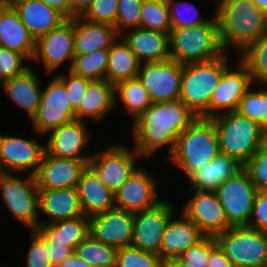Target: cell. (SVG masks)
<instances>
[{"label": "cell", "instance_id": "6da1fadb", "mask_svg": "<svg viewBox=\"0 0 267 267\" xmlns=\"http://www.w3.org/2000/svg\"><path fill=\"white\" fill-rule=\"evenodd\" d=\"M197 118L180 99L153 103L132 122L133 147L145 160L164 147L168 150L167 158L177 137Z\"/></svg>", "mask_w": 267, "mask_h": 267}, {"label": "cell", "instance_id": "7a4b0ae2", "mask_svg": "<svg viewBox=\"0 0 267 267\" xmlns=\"http://www.w3.org/2000/svg\"><path fill=\"white\" fill-rule=\"evenodd\" d=\"M214 17L224 52L240 54L267 33V15L252 0H215ZM233 48V49H232Z\"/></svg>", "mask_w": 267, "mask_h": 267}, {"label": "cell", "instance_id": "3957f363", "mask_svg": "<svg viewBox=\"0 0 267 267\" xmlns=\"http://www.w3.org/2000/svg\"><path fill=\"white\" fill-rule=\"evenodd\" d=\"M219 153V139L213 120L198 117L177 137L175 147L164 163L180 169L187 180Z\"/></svg>", "mask_w": 267, "mask_h": 267}, {"label": "cell", "instance_id": "277c9868", "mask_svg": "<svg viewBox=\"0 0 267 267\" xmlns=\"http://www.w3.org/2000/svg\"><path fill=\"white\" fill-rule=\"evenodd\" d=\"M230 56L224 52L210 61L184 64L179 99L197 117L210 118L211 95L232 65Z\"/></svg>", "mask_w": 267, "mask_h": 267}, {"label": "cell", "instance_id": "5b68a950", "mask_svg": "<svg viewBox=\"0 0 267 267\" xmlns=\"http://www.w3.org/2000/svg\"><path fill=\"white\" fill-rule=\"evenodd\" d=\"M219 139L220 153L244 165L263 145V128L235 112L212 118Z\"/></svg>", "mask_w": 267, "mask_h": 267}, {"label": "cell", "instance_id": "8992f818", "mask_svg": "<svg viewBox=\"0 0 267 267\" xmlns=\"http://www.w3.org/2000/svg\"><path fill=\"white\" fill-rule=\"evenodd\" d=\"M170 59L181 64L205 62L221 56L216 18L204 25L171 29L169 33Z\"/></svg>", "mask_w": 267, "mask_h": 267}, {"label": "cell", "instance_id": "52a82bcc", "mask_svg": "<svg viewBox=\"0 0 267 267\" xmlns=\"http://www.w3.org/2000/svg\"><path fill=\"white\" fill-rule=\"evenodd\" d=\"M0 200L24 228H38L39 189L33 175L0 172Z\"/></svg>", "mask_w": 267, "mask_h": 267}, {"label": "cell", "instance_id": "ba28073f", "mask_svg": "<svg viewBox=\"0 0 267 267\" xmlns=\"http://www.w3.org/2000/svg\"><path fill=\"white\" fill-rule=\"evenodd\" d=\"M215 240L235 267H267V234L247 226L230 227Z\"/></svg>", "mask_w": 267, "mask_h": 267}, {"label": "cell", "instance_id": "9c48e42d", "mask_svg": "<svg viewBox=\"0 0 267 267\" xmlns=\"http://www.w3.org/2000/svg\"><path fill=\"white\" fill-rule=\"evenodd\" d=\"M138 159L143 160V157L134 147H128V144L115 143L104 147V149L98 148L89 159V166L106 187L115 193L128 177L140 167Z\"/></svg>", "mask_w": 267, "mask_h": 267}, {"label": "cell", "instance_id": "30bf717a", "mask_svg": "<svg viewBox=\"0 0 267 267\" xmlns=\"http://www.w3.org/2000/svg\"><path fill=\"white\" fill-rule=\"evenodd\" d=\"M258 190L242 167L216 190L231 227L248 226Z\"/></svg>", "mask_w": 267, "mask_h": 267}, {"label": "cell", "instance_id": "8fae6325", "mask_svg": "<svg viewBox=\"0 0 267 267\" xmlns=\"http://www.w3.org/2000/svg\"><path fill=\"white\" fill-rule=\"evenodd\" d=\"M43 87L40 105L30 121L34 135L45 136L51 130L76 120L65 84L56 76Z\"/></svg>", "mask_w": 267, "mask_h": 267}, {"label": "cell", "instance_id": "7c38bea8", "mask_svg": "<svg viewBox=\"0 0 267 267\" xmlns=\"http://www.w3.org/2000/svg\"><path fill=\"white\" fill-rule=\"evenodd\" d=\"M74 56V18H72L36 40L32 61L43 65L45 75H55L56 72H60L59 68L67 63L69 66L65 71H70Z\"/></svg>", "mask_w": 267, "mask_h": 267}, {"label": "cell", "instance_id": "4fadbf2b", "mask_svg": "<svg viewBox=\"0 0 267 267\" xmlns=\"http://www.w3.org/2000/svg\"><path fill=\"white\" fill-rule=\"evenodd\" d=\"M27 138L0 132V172L35 175L45 152L43 135ZM40 137V138H39Z\"/></svg>", "mask_w": 267, "mask_h": 267}, {"label": "cell", "instance_id": "5bb4252c", "mask_svg": "<svg viewBox=\"0 0 267 267\" xmlns=\"http://www.w3.org/2000/svg\"><path fill=\"white\" fill-rule=\"evenodd\" d=\"M171 202L168 199H162L155 206L134 213L131 246L160 256L166 226L176 214V205Z\"/></svg>", "mask_w": 267, "mask_h": 267}, {"label": "cell", "instance_id": "9a60e30c", "mask_svg": "<svg viewBox=\"0 0 267 267\" xmlns=\"http://www.w3.org/2000/svg\"><path fill=\"white\" fill-rule=\"evenodd\" d=\"M184 64L171 59L141 63L138 79L153 103L178 100Z\"/></svg>", "mask_w": 267, "mask_h": 267}, {"label": "cell", "instance_id": "2e32d148", "mask_svg": "<svg viewBox=\"0 0 267 267\" xmlns=\"http://www.w3.org/2000/svg\"><path fill=\"white\" fill-rule=\"evenodd\" d=\"M140 166L114 193L115 207L137 213L155 206L163 198L156 175ZM157 182V183H156Z\"/></svg>", "mask_w": 267, "mask_h": 267}, {"label": "cell", "instance_id": "e0dca14e", "mask_svg": "<svg viewBox=\"0 0 267 267\" xmlns=\"http://www.w3.org/2000/svg\"><path fill=\"white\" fill-rule=\"evenodd\" d=\"M87 127V122L74 120L51 130L44 136L45 152L58 158L89 160L92 155L85 151L93 134Z\"/></svg>", "mask_w": 267, "mask_h": 267}, {"label": "cell", "instance_id": "ac0fdd59", "mask_svg": "<svg viewBox=\"0 0 267 267\" xmlns=\"http://www.w3.org/2000/svg\"><path fill=\"white\" fill-rule=\"evenodd\" d=\"M193 194L180 209L188 219L195 223L205 236L215 237L231 226L216 192L187 190Z\"/></svg>", "mask_w": 267, "mask_h": 267}, {"label": "cell", "instance_id": "d6986e66", "mask_svg": "<svg viewBox=\"0 0 267 267\" xmlns=\"http://www.w3.org/2000/svg\"><path fill=\"white\" fill-rule=\"evenodd\" d=\"M234 58L237 60L236 63L223 73L218 86L211 95V119L223 113L235 112L239 101L253 85L247 67L238 59L237 55H234Z\"/></svg>", "mask_w": 267, "mask_h": 267}, {"label": "cell", "instance_id": "ffe728a7", "mask_svg": "<svg viewBox=\"0 0 267 267\" xmlns=\"http://www.w3.org/2000/svg\"><path fill=\"white\" fill-rule=\"evenodd\" d=\"M133 227L134 213L117 207L89 217V235L117 249L131 246Z\"/></svg>", "mask_w": 267, "mask_h": 267}, {"label": "cell", "instance_id": "44dd1931", "mask_svg": "<svg viewBox=\"0 0 267 267\" xmlns=\"http://www.w3.org/2000/svg\"><path fill=\"white\" fill-rule=\"evenodd\" d=\"M89 160L58 158L44 152L34 175L38 189H61L77 187Z\"/></svg>", "mask_w": 267, "mask_h": 267}, {"label": "cell", "instance_id": "7402d4cb", "mask_svg": "<svg viewBox=\"0 0 267 267\" xmlns=\"http://www.w3.org/2000/svg\"><path fill=\"white\" fill-rule=\"evenodd\" d=\"M34 66L0 84L3 94L11 104L26 113L29 121L36 115L40 105L43 86Z\"/></svg>", "mask_w": 267, "mask_h": 267}, {"label": "cell", "instance_id": "603a6c76", "mask_svg": "<svg viewBox=\"0 0 267 267\" xmlns=\"http://www.w3.org/2000/svg\"><path fill=\"white\" fill-rule=\"evenodd\" d=\"M41 214L46 215L43 220ZM39 215V224H51L84 215L77 188L39 189Z\"/></svg>", "mask_w": 267, "mask_h": 267}, {"label": "cell", "instance_id": "cb8c5ba5", "mask_svg": "<svg viewBox=\"0 0 267 267\" xmlns=\"http://www.w3.org/2000/svg\"><path fill=\"white\" fill-rule=\"evenodd\" d=\"M115 108V85L106 79L91 80L75 117L76 120L101 123Z\"/></svg>", "mask_w": 267, "mask_h": 267}, {"label": "cell", "instance_id": "d4e9b609", "mask_svg": "<svg viewBox=\"0 0 267 267\" xmlns=\"http://www.w3.org/2000/svg\"><path fill=\"white\" fill-rule=\"evenodd\" d=\"M120 37L141 63L170 59L168 33L136 27L126 30Z\"/></svg>", "mask_w": 267, "mask_h": 267}, {"label": "cell", "instance_id": "484cf974", "mask_svg": "<svg viewBox=\"0 0 267 267\" xmlns=\"http://www.w3.org/2000/svg\"><path fill=\"white\" fill-rule=\"evenodd\" d=\"M0 46L24 55L30 62L35 54L36 40L10 3L0 13Z\"/></svg>", "mask_w": 267, "mask_h": 267}, {"label": "cell", "instance_id": "4316f807", "mask_svg": "<svg viewBox=\"0 0 267 267\" xmlns=\"http://www.w3.org/2000/svg\"><path fill=\"white\" fill-rule=\"evenodd\" d=\"M10 4L35 40L67 20L58 10L40 0H13Z\"/></svg>", "mask_w": 267, "mask_h": 267}, {"label": "cell", "instance_id": "83f0119b", "mask_svg": "<svg viewBox=\"0 0 267 267\" xmlns=\"http://www.w3.org/2000/svg\"><path fill=\"white\" fill-rule=\"evenodd\" d=\"M179 214L181 218L176 217L177 214H175V217L169 220L162 237L160 256L164 262L179 257L205 236L195 223L182 212Z\"/></svg>", "mask_w": 267, "mask_h": 267}, {"label": "cell", "instance_id": "f1b7e54d", "mask_svg": "<svg viewBox=\"0 0 267 267\" xmlns=\"http://www.w3.org/2000/svg\"><path fill=\"white\" fill-rule=\"evenodd\" d=\"M119 36L115 27L110 24L92 22L83 16L74 18L75 55L110 48Z\"/></svg>", "mask_w": 267, "mask_h": 267}, {"label": "cell", "instance_id": "f546056e", "mask_svg": "<svg viewBox=\"0 0 267 267\" xmlns=\"http://www.w3.org/2000/svg\"><path fill=\"white\" fill-rule=\"evenodd\" d=\"M81 207L85 216H93L115 207L114 193L88 165L77 184Z\"/></svg>", "mask_w": 267, "mask_h": 267}, {"label": "cell", "instance_id": "4dcf8cb0", "mask_svg": "<svg viewBox=\"0 0 267 267\" xmlns=\"http://www.w3.org/2000/svg\"><path fill=\"white\" fill-rule=\"evenodd\" d=\"M243 167L235 158L219 153L208 164L197 169L188 179L189 188L200 192H216L217 188Z\"/></svg>", "mask_w": 267, "mask_h": 267}, {"label": "cell", "instance_id": "1f68e13d", "mask_svg": "<svg viewBox=\"0 0 267 267\" xmlns=\"http://www.w3.org/2000/svg\"><path fill=\"white\" fill-rule=\"evenodd\" d=\"M141 62L125 41L119 38L109 48L105 79L114 85L138 77Z\"/></svg>", "mask_w": 267, "mask_h": 267}, {"label": "cell", "instance_id": "d6a6232c", "mask_svg": "<svg viewBox=\"0 0 267 267\" xmlns=\"http://www.w3.org/2000/svg\"><path fill=\"white\" fill-rule=\"evenodd\" d=\"M47 241L75 247L89 235V217L82 215L51 224H39L36 229Z\"/></svg>", "mask_w": 267, "mask_h": 267}, {"label": "cell", "instance_id": "836d02e7", "mask_svg": "<svg viewBox=\"0 0 267 267\" xmlns=\"http://www.w3.org/2000/svg\"><path fill=\"white\" fill-rule=\"evenodd\" d=\"M124 107L125 113L132 116L133 122L143 111L149 108L153 102L143 83L138 79L124 80L115 85V107Z\"/></svg>", "mask_w": 267, "mask_h": 267}, {"label": "cell", "instance_id": "e575fe53", "mask_svg": "<svg viewBox=\"0 0 267 267\" xmlns=\"http://www.w3.org/2000/svg\"><path fill=\"white\" fill-rule=\"evenodd\" d=\"M237 56L247 67L253 84L267 85V33L248 45Z\"/></svg>", "mask_w": 267, "mask_h": 267}, {"label": "cell", "instance_id": "d590c367", "mask_svg": "<svg viewBox=\"0 0 267 267\" xmlns=\"http://www.w3.org/2000/svg\"><path fill=\"white\" fill-rule=\"evenodd\" d=\"M236 112L262 128L267 126V85H255L239 101Z\"/></svg>", "mask_w": 267, "mask_h": 267}, {"label": "cell", "instance_id": "8d00e7d4", "mask_svg": "<svg viewBox=\"0 0 267 267\" xmlns=\"http://www.w3.org/2000/svg\"><path fill=\"white\" fill-rule=\"evenodd\" d=\"M74 252L92 267H116L117 248L94 240L88 235Z\"/></svg>", "mask_w": 267, "mask_h": 267}, {"label": "cell", "instance_id": "74e56055", "mask_svg": "<svg viewBox=\"0 0 267 267\" xmlns=\"http://www.w3.org/2000/svg\"><path fill=\"white\" fill-rule=\"evenodd\" d=\"M108 58L109 48L98 49L94 52L82 55H75L70 72L90 80L105 79Z\"/></svg>", "mask_w": 267, "mask_h": 267}, {"label": "cell", "instance_id": "f35d334b", "mask_svg": "<svg viewBox=\"0 0 267 267\" xmlns=\"http://www.w3.org/2000/svg\"><path fill=\"white\" fill-rule=\"evenodd\" d=\"M139 27L169 34L171 23L167 1L143 0Z\"/></svg>", "mask_w": 267, "mask_h": 267}, {"label": "cell", "instance_id": "ab89813d", "mask_svg": "<svg viewBox=\"0 0 267 267\" xmlns=\"http://www.w3.org/2000/svg\"><path fill=\"white\" fill-rule=\"evenodd\" d=\"M166 1L169 6L171 29H180L204 25L206 23H209L214 17L213 14L210 18H208V16H200L201 14H199V7H196L193 2L185 0Z\"/></svg>", "mask_w": 267, "mask_h": 267}, {"label": "cell", "instance_id": "60d3db41", "mask_svg": "<svg viewBox=\"0 0 267 267\" xmlns=\"http://www.w3.org/2000/svg\"><path fill=\"white\" fill-rule=\"evenodd\" d=\"M116 267H164L161 256L133 246L117 249Z\"/></svg>", "mask_w": 267, "mask_h": 267}, {"label": "cell", "instance_id": "b9f144b4", "mask_svg": "<svg viewBox=\"0 0 267 267\" xmlns=\"http://www.w3.org/2000/svg\"><path fill=\"white\" fill-rule=\"evenodd\" d=\"M142 4L143 0H118L114 27L119 35L126 30L139 27Z\"/></svg>", "mask_w": 267, "mask_h": 267}, {"label": "cell", "instance_id": "7bdbcfd3", "mask_svg": "<svg viewBox=\"0 0 267 267\" xmlns=\"http://www.w3.org/2000/svg\"><path fill=\"white\" fill-rule=\"evenodd\" d=\"M28 62L24 55L0 46V84L25 72L32 66Z\"/></svg>", "mask_w": 267, "mask_h": 267}, {"label": "cell", "instance_id": "ee69618b", "mask_svg": "<svg viewBox=\"0 0 267 267\" xmlns=\"http://www.w3.org/2000/svg\"><path fill=\"white\" fill-rule=\"evenodd\" d=\"M60 68V72L55 75L65 84L66 91L68 93L71 109L75 112L82 101L88 83L91 81L88 78L74 75L70 71H64ZM64 71V72H63Z\"/></svg>", "mask_w": 267, "mask_h": 267}, {"label": "cell", "instance_id": "f6af8a7d", "mask_svg": "<svg viewBox=\"0 0 267 267\" xmlns=\"http://www.w3.org/2000/svg\"><path fill=\"white\" fill-rule=\"evenodd\" d=\"M243 167L258 191L267 190V149L263 145Z\"/></svg>", "mask_w": 267, "mask_h": 267}, {"label": "cell", "instance_id": "bcb514c9", "mask_svg": "<svg viewBox=\"0 0 267 267\" xmlns=\"http://www.w3.org/2000/svg\"><path fill=\"white\" fill-rule=\"evenodd\" d=\"M30 233L31 242L24 255L25 267H55L49 258L46 242L34 230Z\"/></svg>", "mask_w": 267, "mask_h": 267}, {"label": "cell", "instance_id": "7dc6e473", "mask_svg": "<svg viewBox=\"0 0 267 267\" xmlns=\"http://www.w3.org/2000/svg\"><path fill=\"white\" fill-rule=\"evenodd\" d=\"M118 0H94L83 17L92 22L115 26Z\"/></svg>", "mask_w": 267, "mask_h": 267}, {"label": "cell", "instance_id": "c3c4849f", "mask_svg": "<svg viewBox=\"0 0 267 267\" xmlns=\"http://www.w3.org/2000/svg\"><path fill=\"white\" fill-rule=\"evenodd\" d=\"M179 258L192 267H207L210 258V236H204L183 252Z\"/></svg>", "mask_w": 267, "mask_h": 267}, {"label": "cell", "instance_id": "681fc988", "mask_svg": "<svg viewBox=\"0 0 267 267\" xmlns=\"http://www.w3.org/2000/svg\"><path fill=\"white\" fill-rule=\"evenodd\" d=\"M247 227L267 234V190L257 192Z\"/></svg>", "mask_w": 267, "mask_h": 267}, {"label": "cell", "instance_id": "f907efd6", "mask_svg": "<svg viewBox=\"0 0 267 267\" xmlns=\"http://www.w3.org/2000/svg\"><path fill=\"white\" fill-rule=\"evenodd\" d=\"M34 231L46 242L49 258L55 267L74 252L73 248H69L65 244L55 243L54 241H47L36 229Z\"/></svg>", "mask_w": 267, "mask_h": 267}, {"label": "cell", "instance_id": "816d5d0a", "mask_svg": "<svg viewBox=\"0 0 267 267\" xmlns=\"http://www.w3.org/2000/svg\"><path fill=\"white\" fill-rule=\"evenodd\" d=\"M207 267H235L212 236H210V258Z\"/></svg>", "mask_w": 267, "mask_h": 267}, {"label": "cell", "instance_id": "f5cc1de1", "mask_svg": "<svg viewBox=\"0 0 267 267\" xmlns=\"http://www.w3.org/2000/svg\"><path fill=\"white\" fill-rule=\"evenodd\" d=\"M94 0H69L70 2V19L83 16L91 7Z\"/></svg>", "mask_w": 267, "mask_h": 267}, {"label": "cell", "instance_id": "db71d44e", "mask_svg": "<svg viewBox=\"0 0 267 267\" xmlns=\"http://www.w3.org/2000/svg\"><path fill=\"white\" fill-rule=\"evenodd\" d=\"M46 5L58 10L67 19H70V2L69 0H40Z\"/></svg>", "mask_w": 267, "mask_h": 267}, {"label": "cell", "instance_id": "11a10c76", "mask_svg": "<svg viewBox=\"0 0 267 267\" xmlns=\"http://www.w3.org/2000/svg\"><path fill=\"white\" fill-rule=\"evenodd\" d=\"M56 267H92L85 260L80 258L75 252L68 256L62 263Z\"/></svg>", "mask_w": 267, "mask_h": 267}, {"label": "cell", "instance_id": "9f6ffc18", "mask_svg": "<svg viewBox=\"0 0 267 267\" xmlns=\"http://www.w3.org/2000/svg\"><path fill=\"white\" fill-rule=\"evenodd\" d=\"M164 267H192L182 261L179 257L168 259L164 262Z\"/></svg>", "mask_w": 267, "mask_h": 267}, {"label": "cell", "instance_id": "6f0895ef", "mask_svg": "<svg viewBox=\"0 0 267 267\" xmlns=\"http://www.w3.org/2000/svg\"><path fill=\"white\" fill-rule=\"evenodd\" d=\"M252 2L267 15V0H252Z\"/></svg>", "mask_w": 267, "mask_h": 267}, {"label": "cell", "instance_id": "680465c9", "mask_svg": "<svg viewBox=\"0 0 267 267\" xmlns=\"http://www.w3.org/2000/svg\"><path fill=\"white\" fill-rule=\"evenodd\" d=\"M263 146L267 149V126L263 128Z\"/></svg>", "mask_w": 267, "mask_h": 267}, {"label": "cell", "instance_id": "91938a15", "mask_svg": "<svg viewBox=\"0 0 267 267\" xmlns=\"http://www.w3.org/2000/svg\"><path fill=\"white\" fill-rule=\"evenodd\" d=\"M7 4H8V3H6L5 1L0 0V13H1V10H2Z\"/></svg>", "mask_w": 267, "mask_h": 267}, {"label": "cell", "instance_id": "94428289", "mask_svg": "<svg viewBox=\"0 0 267 267\" xmlns=\"http://www.w3.org/2000/svg\"><path fill=\"white\" fill-rule=\"evenodd\" d=\"M5 1L6 3H11L13 0H3Z\"/></svg>", "mask_w": 267, "mask_h": 267}]
</instances>
